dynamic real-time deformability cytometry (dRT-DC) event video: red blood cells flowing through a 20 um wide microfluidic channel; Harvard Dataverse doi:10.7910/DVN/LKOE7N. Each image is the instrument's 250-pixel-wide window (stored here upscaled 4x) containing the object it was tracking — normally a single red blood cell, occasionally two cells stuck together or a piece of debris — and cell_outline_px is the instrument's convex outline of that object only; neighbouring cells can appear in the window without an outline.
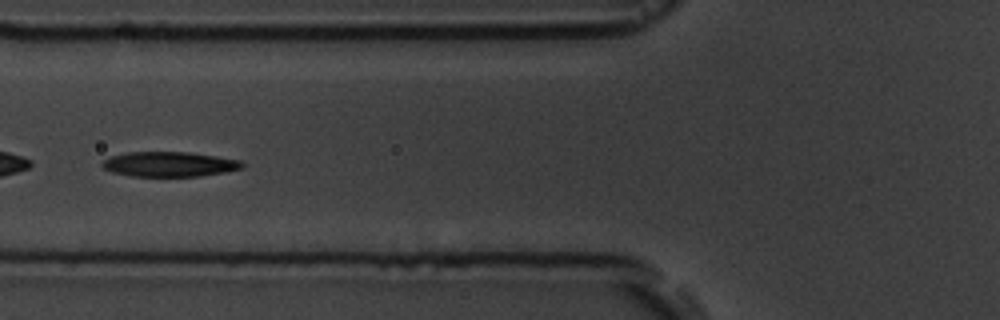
{"species": "common noctule bat (a hibernating species)", "species_latin": "Nyctalus noctula", "temperature_condition": "room temperature", "stored_images_in_passage": 7, "camera_frame_rate_fps": 3000, "um_per_image_px": 0.085, "animal": {"sex": "male", "body_mass_g": 19.5, "forearm_length_mm": 54.6}, "frame": {"image": 1, "passage_image": 4, "time_ms": 4.0, "image_size_px": [1000, 320], "cell_outline_px": [[244, 168], [228, 172], [200, 176], [132, 176], [112, 172], [104, 168], [100, 164], [104, 160], [112, 156], [128, 152], [188, 152], [216, 156], [240, 160], [244, 164]], "centroid_in_image_um": [14.43, 13.96], "position_along_channel_um": 111.4, "area_um2": 20.35}}
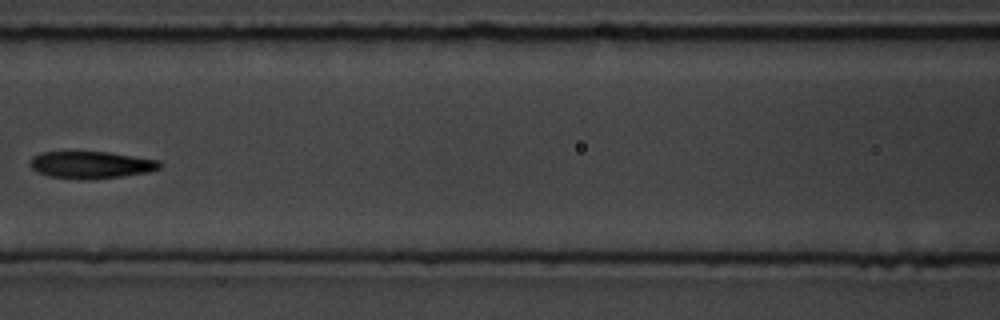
{"frame": {"image": 2, "passage_image": 5, "time_ms": 5.333, "image_size_px": [1000, 320], "cell_outline_px": [[160, 168], [148, 172], [124, 176], [88, 180], [76, 180], [48, 176], [36, 172], [28, 164], [32, 156], [44, 152], [108, 152], [160, 160]], "centroid_in_image_um": [7.71, 14.03], "position_along_channel_um": 158.9, "area_um2": 20.75}}
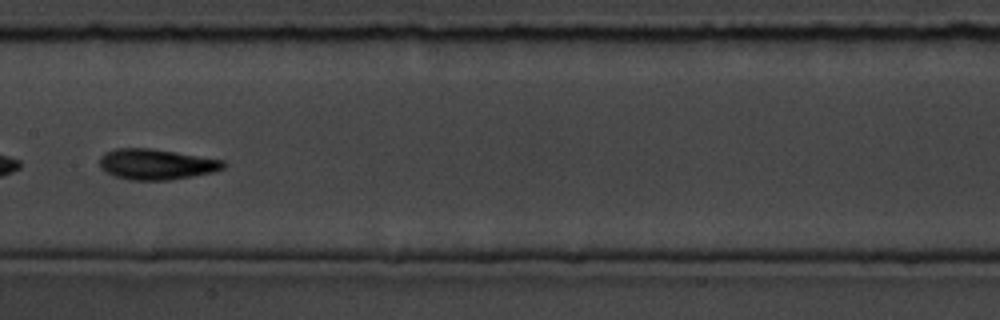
{"frame": {"image": 3, "passage_image": 6, "time_ms": 6.333, "image_size_px": [1000, 320], "cell_outline_px": [[224, 168], [212, 172], [192, 176], [168, 180], [128, 180], [116, 176], [100, 168], [100, 156], [104, 152], [116, 148], [148, 148], [224, 160]], "centroid_in_image_um": [13.25, 13.96], "position_along_channel_um": 194.2, "area_um2": 21.85}}